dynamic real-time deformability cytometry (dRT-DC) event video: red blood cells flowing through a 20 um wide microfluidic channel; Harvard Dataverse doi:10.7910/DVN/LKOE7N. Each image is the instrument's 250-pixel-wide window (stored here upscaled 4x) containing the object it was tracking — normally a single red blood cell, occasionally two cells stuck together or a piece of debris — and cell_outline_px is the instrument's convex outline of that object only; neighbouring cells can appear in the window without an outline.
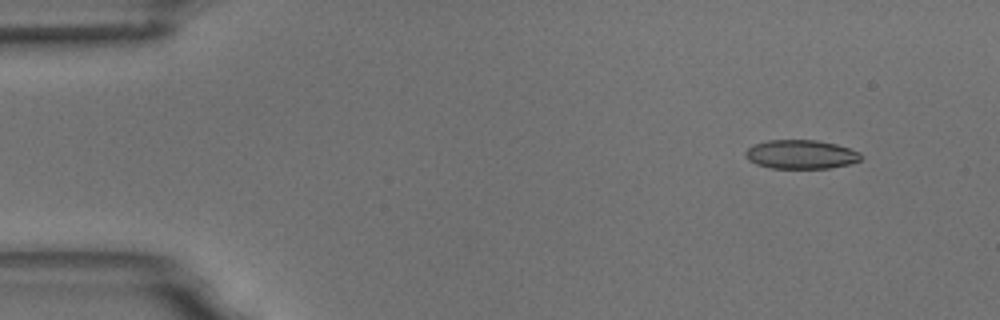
{"species": "common noctule bat (a hibernating species)", "species_latin": "Nyctalus noctula", "temperature_condition": "room temperature", "stored_images_in_passage": 4, "camera_frame_rate_fps": 3000, "um_per_image_px": 0.085, "animal": {"sex": "male", "body_mass_g": 18.8}, "frame": {"image": 1, "passage_image": 1, "time_ms": 0.0, "image_size_px": [1000, 320], "cell_outline_px": [[860, 160], [848, 164], [828, 168], [772, 168], [756, 164], [748, 160], [744, 156], [744, 152], [752, 144], [768, 140], [816, 140], [836, 144], [860, 152]], "centroid_in_image_um": [68.02, 13.12], "position_along_channel_um": 17.0, "area_um2": 19.42}}
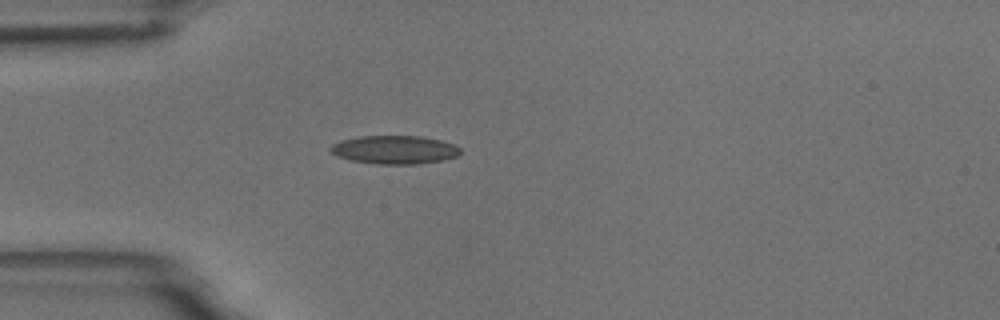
{"frame": {"image": 2, "passage_image": 4, "time_ms": 3.333, "image_size_px": [1000, 320], "cell_outline_px": [[460, 152], [456, 156], [444, 160], [420, 164], [376, 164], [352, 160], [336, 156], [328, 148], [332, 144], [340, 140], [360, 136], [420, 136], [440, 140], [456, 144], [460, 148]], "centroid_in_image_um": [33.54, 12.73], "position_along_channel_um": 51.5, "area_um2": 21.62}}